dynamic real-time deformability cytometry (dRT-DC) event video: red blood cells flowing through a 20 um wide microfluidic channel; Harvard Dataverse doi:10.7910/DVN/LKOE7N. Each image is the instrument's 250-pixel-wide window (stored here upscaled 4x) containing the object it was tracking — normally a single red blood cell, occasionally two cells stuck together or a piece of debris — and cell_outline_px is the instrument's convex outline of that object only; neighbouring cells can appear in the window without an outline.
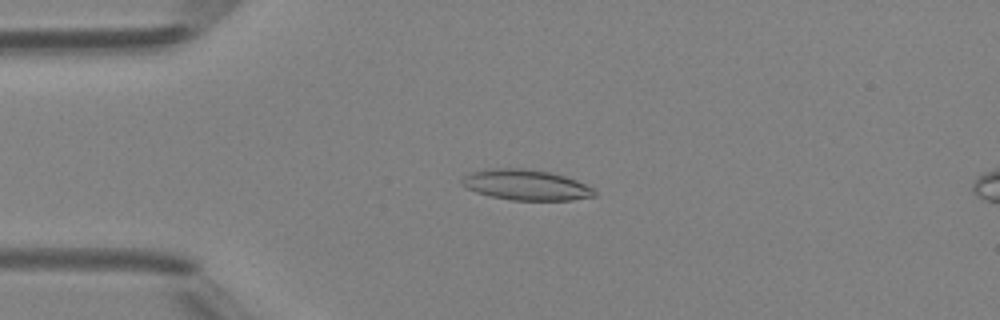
{"species": "Egyptian fruit bat (a non-hibernating species)", "species_latin": "Rousettus aegyptiacus", "temperature_condition": "room temperature", "stored_images_in_passage": 5, "camera_frame_rate_fps": 3000, "um_per_image_px": 0.085, "animal": {"sex": "female"}, "frame": {"image": 1, "passage_image": 3, "time_ms": 2.333, "image_size_px": [1000, 320], "cell_outline_px": [[596, 196], [572, 200], [512, 200], [492, 196], [476, 192], [460, 184], [460, 180], [464, 176], [472, 172], [488, 168], [524, 168], [548, 172], [564, 176], [576, 180], [592, 188], [596, 192]], "centroid_in_image_um": [44.69, 15.71], "position_along_channel_um": 40.3, "area_um2": 23.47}}
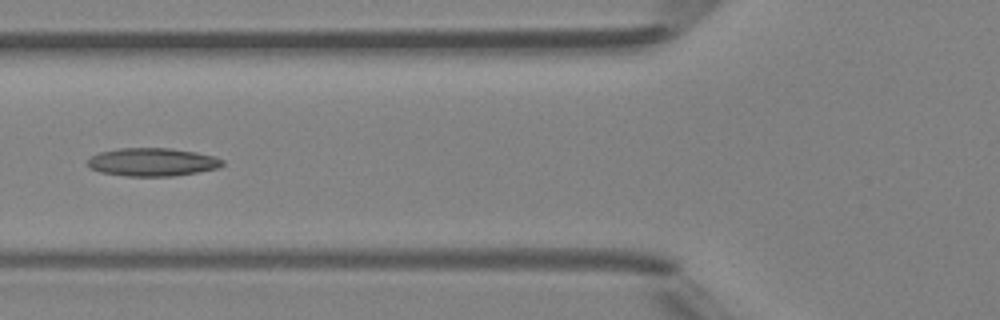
{"frame": {"image": 2, "passage_image": 5, "time_ms": 4.667, "image_size_px": [1000, 320], "cell_outline_px": [[224, 164], [220, 168], [172, 176], [128, 176], [100, 172], [88, 168], [84, 164], [92, 156], [100, 152], [120, 148], [172, 148], [196, 152], [216, 156], [224, 160]], "centroid_in_image_um": [12.95, 13.77], "position_along_channel_um": 112.8, "area_um2": 22.31}}